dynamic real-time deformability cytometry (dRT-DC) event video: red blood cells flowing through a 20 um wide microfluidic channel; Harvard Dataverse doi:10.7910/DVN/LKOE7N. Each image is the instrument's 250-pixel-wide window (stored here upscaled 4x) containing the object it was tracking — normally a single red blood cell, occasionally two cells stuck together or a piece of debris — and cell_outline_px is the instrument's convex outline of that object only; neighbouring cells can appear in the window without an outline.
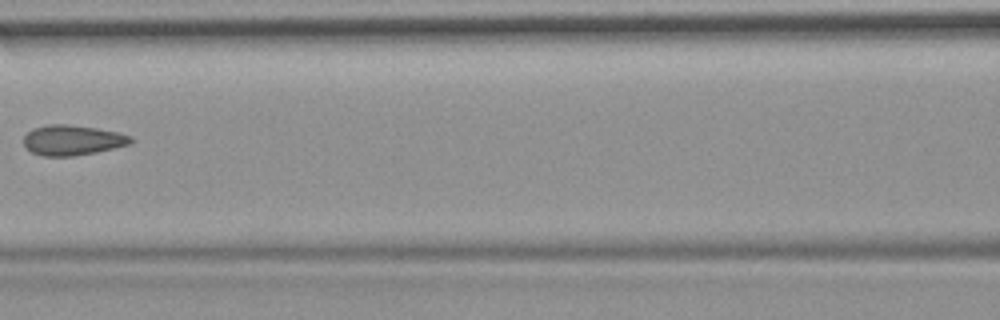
{"species": "common noctule bat (a hibernating species)", "species_latin": "Nyctalus noctula", "temperature_condition": "room temperature", "stored_images_in_passage": 6, "camera_frame_rate_fps": 3000, "um_per_image_px": 0.085, "animal": {"sex": "female", "body_mass_g": 19.9}, "frame": {"image": 1, "passage_image": 5, "time_ms": 1.333, "image_size_px": [1000, 320], "cell_outline_px": [[132, 140], [128, 144], [96, 152], [72, 156], [44, 156], [32, 152], [24, 144], [24, 136], [32, 128], [48, 124], [68, 124], [96, 128], [116, 132], [132, 136]], "centroid_in_image_um": [6.12, 11.9], "position_along_channel_um": 160.5, "area_um2": 18.61}}
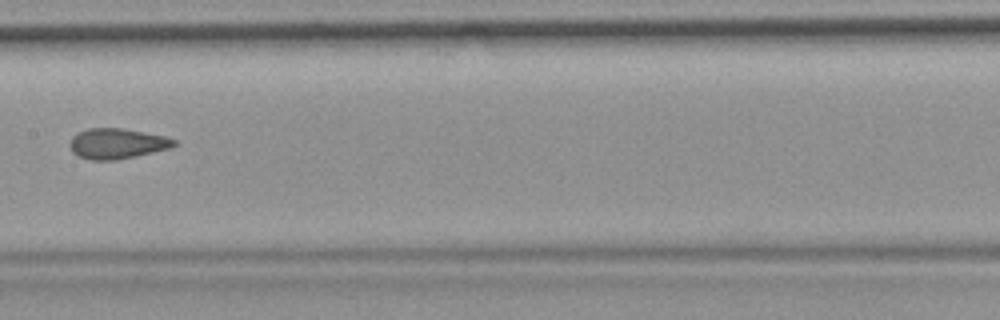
{"frame": {"image": 2, "passage_image": 6, "time_ms": 1.667, "image_size_px": [1000, 320], "cell_outline_px": [[176, 144], [168, 148], [116, 160], [92, 160], [76, 156], [72, 152], [68, 144], [72, 136], [76, 132], [88, 128], [124, 128], [164, 136], [176, 140]], "centroid_in_image_um": [9.86, 12.19], "position_along_channel_um": 197.5, "area_um2": 18.44}}